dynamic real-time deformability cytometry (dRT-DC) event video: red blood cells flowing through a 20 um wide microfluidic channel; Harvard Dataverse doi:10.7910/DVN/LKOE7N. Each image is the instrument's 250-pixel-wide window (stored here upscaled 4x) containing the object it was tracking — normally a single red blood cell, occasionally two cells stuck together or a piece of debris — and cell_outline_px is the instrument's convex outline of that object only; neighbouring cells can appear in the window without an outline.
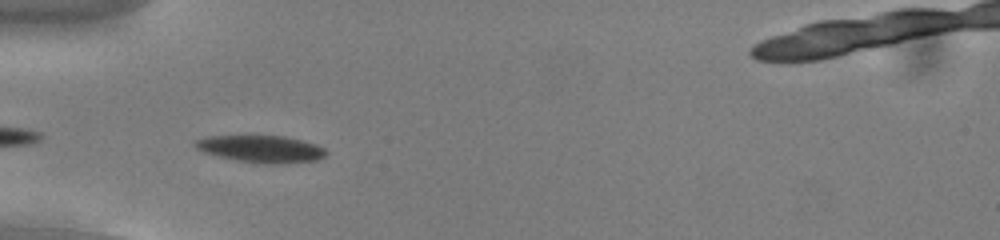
{"species": "common noctule bat (a hibernating species)", "species_latin": "Nyctalus noctula", "temperature_condition": "cold", "stored_images_in_passage": 9, "camera_frame_rate_fps": 3000, "um_per_image_px": 0.085, "animal": {"sex": "male", "body_mass_g": 13.0, "forearm_length_mm": 53.1}, "frame": {"image": 1, "passage_image": 2, "time_ms": 0.333, "image_size_px": [1000, 240], "cell_outline_px": [[328, 152], [324, 156], [316, 160], [276, 164], [264, 164], [236, 160], [204, 152], [196, 148], [192, 144], [196, 140], [208, 136], [284, 136], [316, 144], [324, 148]], "centroid_in_image_um": [22.19, 12.66], "position_along_channel_um": 62.8, "area_um2": 20.46}}
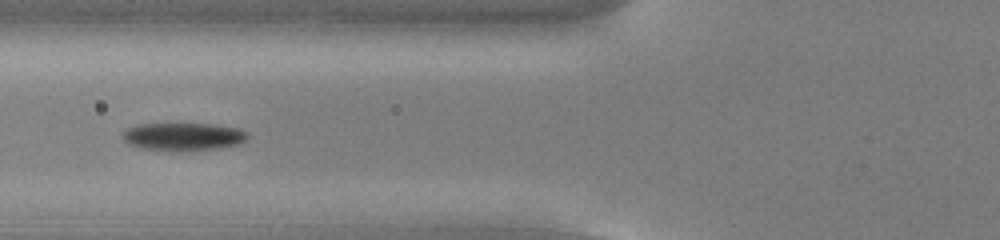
{"frame": {"image": 2, "passage_image": 6, "time_ms": 1.667, "image_size_px": [1000, 240], "cell_outline_px": [[248, 140], [240, 144], [220, 148], [188, 152], [168, 152], [140, 148], [128, 144], [120, 136], [128, 128], [136, 124], [212, 124], [240, 128], [248, 132]], "centroid_in_image_um": [15.6, 11.64], "position_along_channel_um": 110.2, "area_um2": 21.04}}